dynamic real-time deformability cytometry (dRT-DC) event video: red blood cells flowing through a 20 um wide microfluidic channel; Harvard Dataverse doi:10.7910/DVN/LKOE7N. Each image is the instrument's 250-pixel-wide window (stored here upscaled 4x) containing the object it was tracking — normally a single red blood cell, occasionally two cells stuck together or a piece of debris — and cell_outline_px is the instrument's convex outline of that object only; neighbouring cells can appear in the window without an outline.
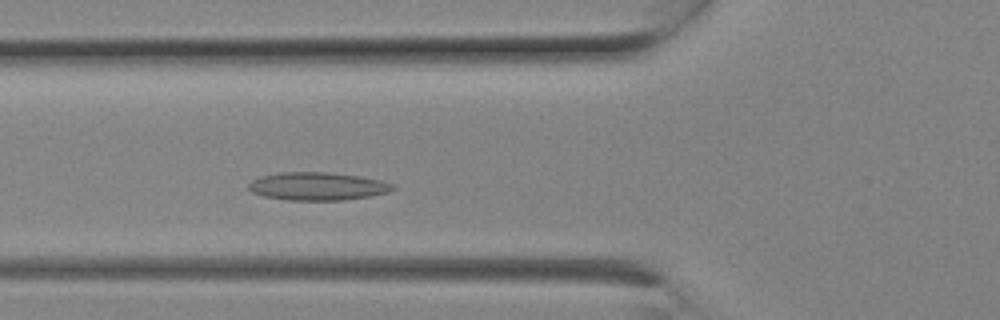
{"species": "Egyptian fruit bat (a non-hibernating species)", "species_latin": "Rousettus aegyptiacus", "temperature_condition": "room temperature", "stored_images_in_passage": 5, "camera_frame_rate_fps": 3000, "um_per_image_px": 0.085, "animal": {"sex": "female"}, "frame": {"image": 1, "passage_image": 5, "time_ms": 1.333, "image_size_px": [1000, 320], "cell_outline_px": [[396, 188], [388, 192], [368, 196], [344, 200], [288, 200], [264, 196], [252, 192], [248, 188], [248, 184], [252, 180], [260, 176], [280, 172], [328, 172], [360, 176], [380, 180], [392, 184]], "centroid_in_image_um": [26.96, 15.83], "position_along_channel_um": 98.8, "area_um2": 23.47}}